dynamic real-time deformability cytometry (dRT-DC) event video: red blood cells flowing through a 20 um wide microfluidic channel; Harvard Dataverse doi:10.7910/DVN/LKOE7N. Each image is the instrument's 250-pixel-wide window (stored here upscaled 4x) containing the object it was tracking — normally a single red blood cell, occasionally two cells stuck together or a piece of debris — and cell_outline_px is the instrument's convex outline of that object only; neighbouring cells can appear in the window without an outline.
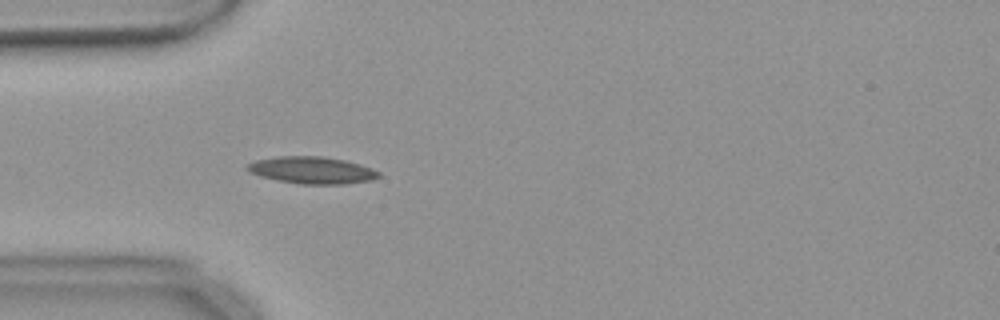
{"species": "common noctule bat (a hibernating species)", "species_latin": "Nyctalus noctula", "temperature_condition": "warm", "stored_images_in_passage": 45, "camera_frame_rate_fps": 3000, "um_per_image_px": 0.085, "animal": {"sex": "female", "body_mass_g": 18.4}, "frame": {"image": 1, "passage_image": 6, "time_ms": 1.667, "image_size_px": [1000, 320], "cell_outline_px": [[380, 176], [372, 180], [344, 184], [300, 184], [276, 180], [260, 176], [248, 172], [244, 168], [248, 164], [256, 160], [280, 156], [320, 156], [344, 160], [360, 164], [372, 168], [380, 172]], "centroid_in_image_um": [26.5, 14.47], "position_along_channel_um": 58.5, "area_um2": 20.75}}
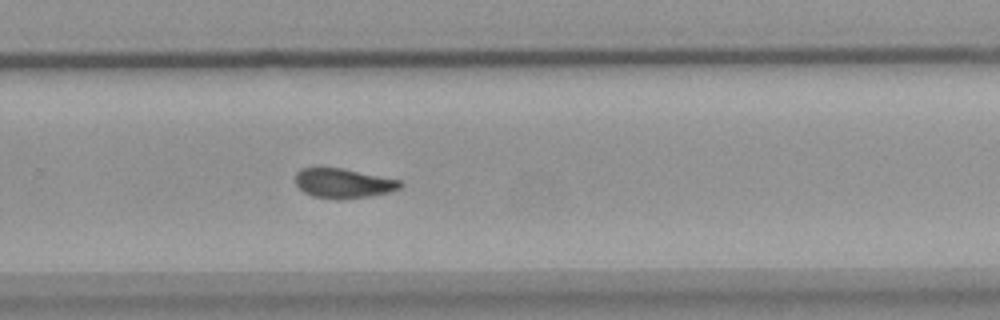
{"frame": {"image": 2, "passage_image": 26, "time_ms": 8.333, "image_size_px": [1000, 320], "cell_outline_px": [[404, 184], [400, 188], [388, 192], [372, 196], [312, 196], [304, 192], [296, 184], [296, 172], [300, 168], [340, 168], [400, 180]], "centroid_in_image_um": [29.19, 15.53], "position_along_channel_um": 300.6, "area_um2": 17.17}}
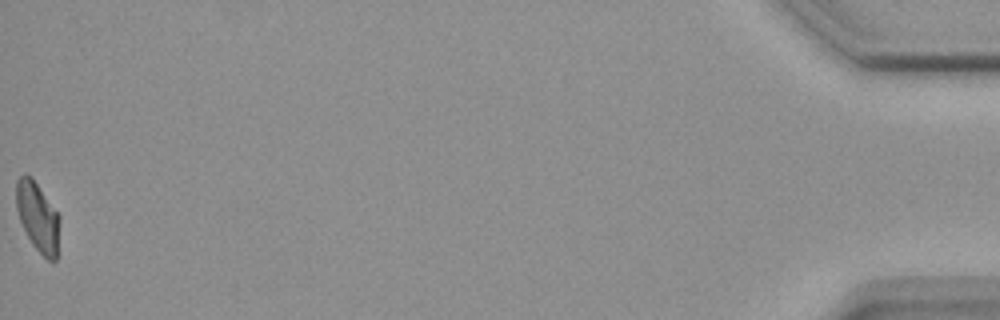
{"frame": {"image": 3, "passage_image": 45, "time_ms": 14.667, "image_size_px": [1000, 320], "cell_outline_px": [[60, 220], [56, 260], [48, 260], [32, 244], [20, 220], [16, 208], [16, 180], [24, 172], [32, 176], [60, 216]], "centroid_in_image_um": [3.2, 18.38], "position_along_channel_um": 432.0, "area_um2": 17.51}, "authors_computed_cell_mechanics": {"area_um2": 18.496, "velocity_mm_per_s": 3.6867, "shape_relaxation_time_tau1_ms": null, "shape_relaxation_time_tau2_ms": 3.9393, "deformation_change_tau1": null, "deformation_change_tau2": 0.0959}}